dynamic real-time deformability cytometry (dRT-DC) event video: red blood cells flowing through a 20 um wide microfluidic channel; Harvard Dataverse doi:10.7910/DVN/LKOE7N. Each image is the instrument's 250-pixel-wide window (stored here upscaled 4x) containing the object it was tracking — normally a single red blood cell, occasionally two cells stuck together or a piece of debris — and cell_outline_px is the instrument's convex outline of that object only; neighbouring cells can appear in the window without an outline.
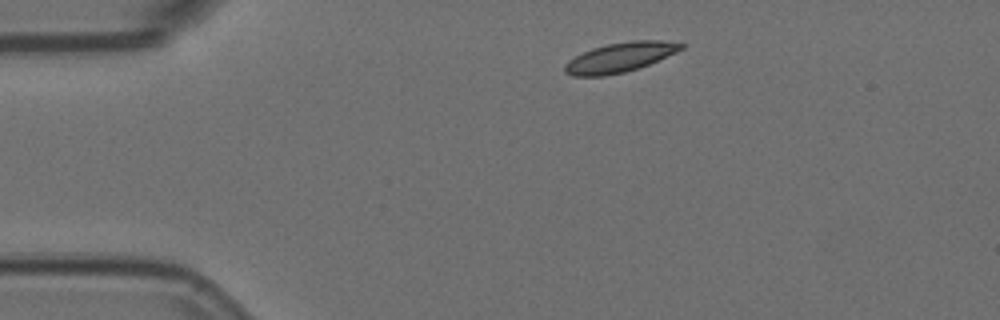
{"species": "Egyptian fruit bat (a non-hibernating species)", "species_latin": "Rousettus aegyptiacus", "temperature_condition": "room temperature", "stored_images_in_passage": 13, "camera_frame_rate_fps": 3000, "um_per_image_px": 0.085, "animal": {"sex": "female"}, "frame": {"image": 1, "passage_image": 1, "time_ms": 0.0, "image_size_px": [1000, 320], "cell_outline_px": [[684, 48], [676, 52], [648, 64], [624, 72], [604, 76], [572, 76], [564, 72], [564, 64], [568, 60], [592, 48], [608, 44], [632, 40], [660, 40], [684, 44]], "centroid_in_image_um": [52.66, 4.88], "position_along_channel_um": 32.3, "area_um2": 19.83}}
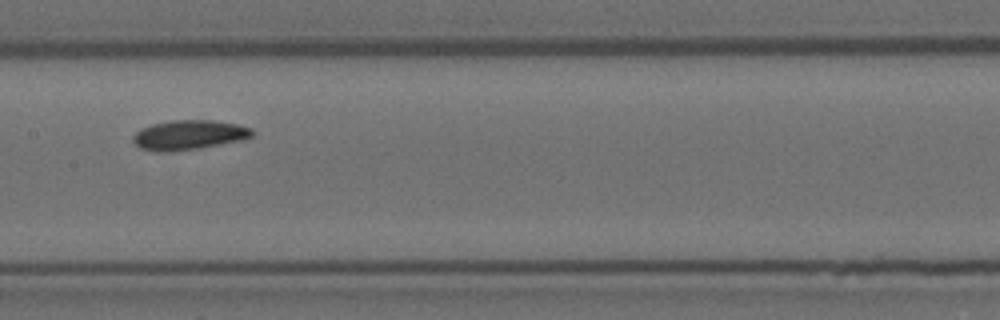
{"frame": {"image": 2, "passage_image": 6, "time_ms": 1.667, "image_size_px": [1000, 320], "cell_outline_px": [[256, 132], [252, 136], [244, 140], [200, 148], [156, 152], [140, 148], [132, 140], [132, 136], [140, 128], [152, 124], [172, 120], [212, 120], [236, 124], [252, 128]], "centroid_in_image_um": [16.08, 11.46], "position_along_channel_um": 191.3, "area_um2": 20.63}}
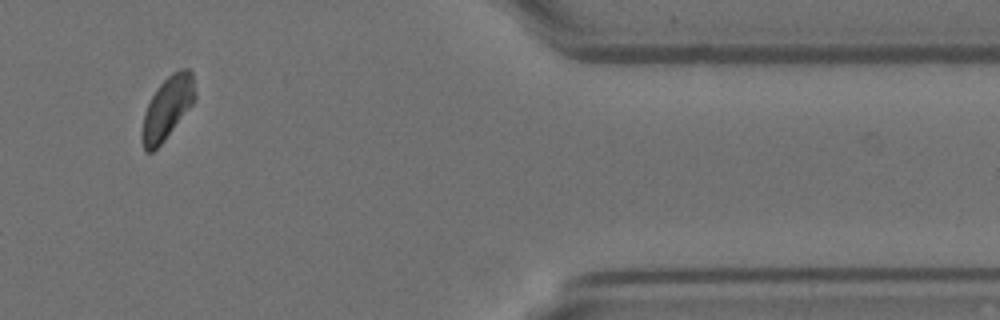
{"frame": {"image": 3, "passage_image": 11, "time_ms": 3.333, "image_size_px": [1000, 320], "cell_outline_px": [[196, 100], [164, 140], [152, 152], [144, 152], [140, 140], [140, 132], [144, 112], [156, 88], [172, 72], [180, 68], [188, 68], [192, 72], [196, 96]], "centroid_in_image_um": [14.2, 9.18], "position_along_channel_um": 397.2, "area_um2": 19.54}}